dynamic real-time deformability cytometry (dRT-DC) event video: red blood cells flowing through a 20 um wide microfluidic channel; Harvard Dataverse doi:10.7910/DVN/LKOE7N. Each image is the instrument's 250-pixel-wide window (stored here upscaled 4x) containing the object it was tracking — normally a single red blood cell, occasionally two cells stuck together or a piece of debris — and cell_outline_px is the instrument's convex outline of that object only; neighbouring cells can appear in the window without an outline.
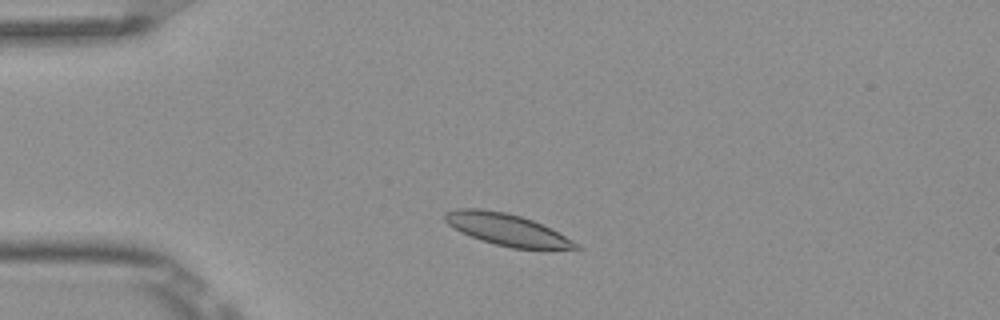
{"species": "Egyptian fruit bat (a non-hibernating species)", "species_latin": "Rousettus aegyptiacus", "temperature_condition": "room temperature", "stored_images_in_passage": 3, "camera_frame_rate_fps": 3000, "um_per_image_px": 0.085, "frame": {"image": 1, "passage_image": 2, "time_ms": 0.333, "image_size_px": [1000, 320], "cell_outline_px": [[584, 248], [580, 252], [512, 248], [480, 240], [460, 232], [448, 224], [444, 220], [444, 212], [456, 208], [480, 208], [504, 212], [520, 216], [532, 220], [572, 240]], "centroid_in_image_um": [43.17, 19.56], "position_along_channel_um": 41.8, "area_um2": 24.8}}